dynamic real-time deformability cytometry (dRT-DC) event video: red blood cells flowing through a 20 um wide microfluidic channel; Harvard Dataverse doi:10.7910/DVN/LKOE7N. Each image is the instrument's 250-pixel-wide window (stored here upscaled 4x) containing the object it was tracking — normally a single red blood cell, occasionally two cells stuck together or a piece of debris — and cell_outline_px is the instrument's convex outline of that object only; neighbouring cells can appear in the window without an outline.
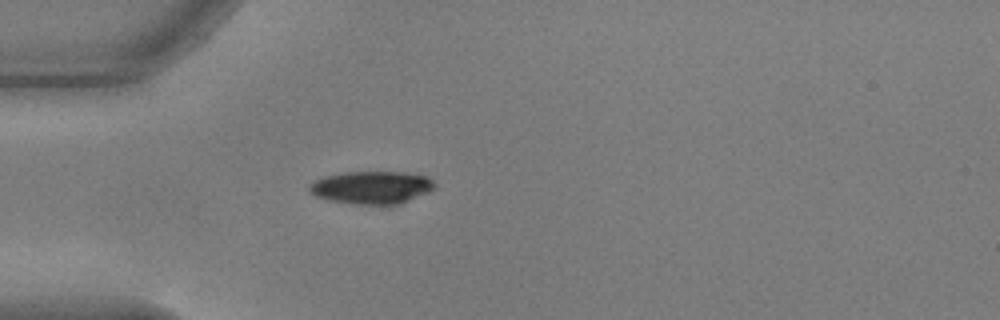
{"species": "common noctule bat (a hibernating species)", "species_latin": "Nyctalus noctula", "temperature_condition": "warm", "stored_images_in_passage": 34, "camera_frame_rate_fps": 3000, "um_per_image_px": 0.085, "animal": {"sex": "male", "body_mass_g": 17.9, "forearm_length_mm": 54.2}, "frame": {"image": 1, "passage_image": 1, "time_ms": 0.0, "image_size_px": [1000, 320], "cell_outline_px": [[436, 188], [428, 192], [400, 204], [356, 204], [328, 200], [316, 196], [308, 192], [308, 184], [312, 180], [324, 176], [344, 172], [404, 172], [428, 176], [436, 184]], "centroid_in_image_um": [31.56, 15.92], "position_along_channel_um": 53.4, "area_um2": 24.16}}
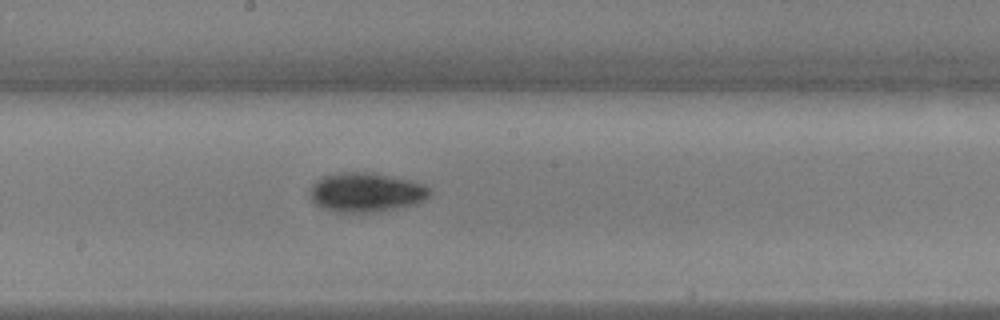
{"frame": {"image": 2, "passage_image": 15, "time_ms": 4.667, "image_size_px": [1000, 320], "cell_outline_px": [[432, 196], [416, 204], [376, 212], [344, 212], [324, 208], [316, 204], [312, 200], [308, 192], [312, 184], [316, 180], [324, 176], [340, 172], [372, 172], [412, 180], [424, 184], [432, 192]], "centroid_in_image_um": [31.15, 16.33], "position_along_channel_um": 217.1, "area_um2": 27.63}}
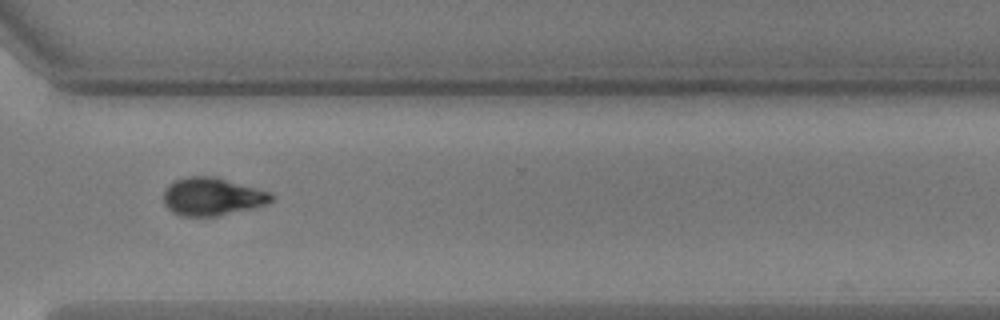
{"frame": {"image": 3, "passage_image": 26, "time_ms": 8.333, "image_size_px": [1000, 320], "cell_outline_px": [[272, 200], [268, 204], [252, 208], [216, 216], [180, 216], [172, 212], [164, 204], [164, 188], [168, 184], [176, 180], [188, 176], [216, 176], [272, 192]], "centroid_in_image_um": [18.03, 16.7], "position_along_channel_um": 352.6, "area_um2": 23.99}, "authors_computed_cell_mechanics": {"area_um2": 25.1141, "velocity_mm_per_s": 3.6921, "shape_relaxation_time_tau1_ms": 2.3894, "shape_relaxation_time_tau2_ms": null, "deformation_change_tau1": 0.1149, "deformation_change_tau2": null}}